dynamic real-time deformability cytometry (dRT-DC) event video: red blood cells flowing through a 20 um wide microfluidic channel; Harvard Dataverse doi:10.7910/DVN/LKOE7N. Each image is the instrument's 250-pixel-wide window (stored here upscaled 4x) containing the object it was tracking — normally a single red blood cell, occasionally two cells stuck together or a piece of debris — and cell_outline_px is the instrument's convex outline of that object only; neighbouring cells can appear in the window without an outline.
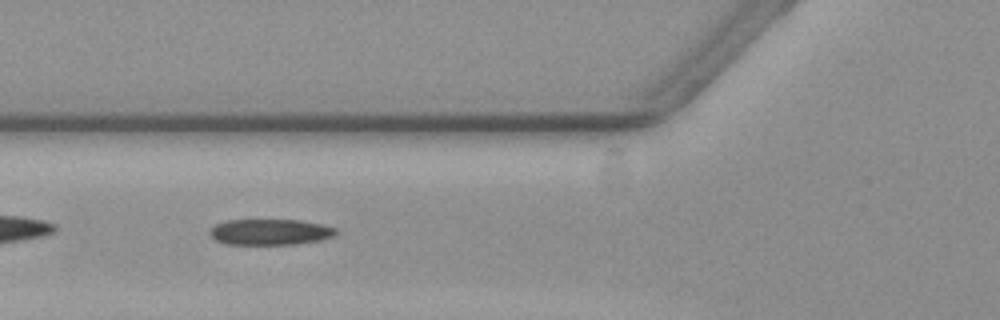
{"species": "common noctule bat (a hibernating species)", "species_latin": "Nyctalus noctula", "temperature_condition": "warm", "stored_images_in_passage": 42, "camera_frame_rate_fps": 3000, "um_per_image_px": 0.085, "animal": {"sex": "female", "body_mass_g": 19.3, "forearm_length_mm": 54.1}, "frame": {"image": 1, "passage_image": 5, "time_ms": 1.333, "image_size_px": [1000, 320], "cell_outline_px": [[336, 236], [320, 240], [296, 244], [224, 244], [216, 240], [208, 232], [216, 224], [228, 220], [300, 220], [324, 224], [336, 228]], "centroid_in_image_um": [23.0, 19.72], "position_along_channel_um": 102.8, "area_um2": 19.07}}
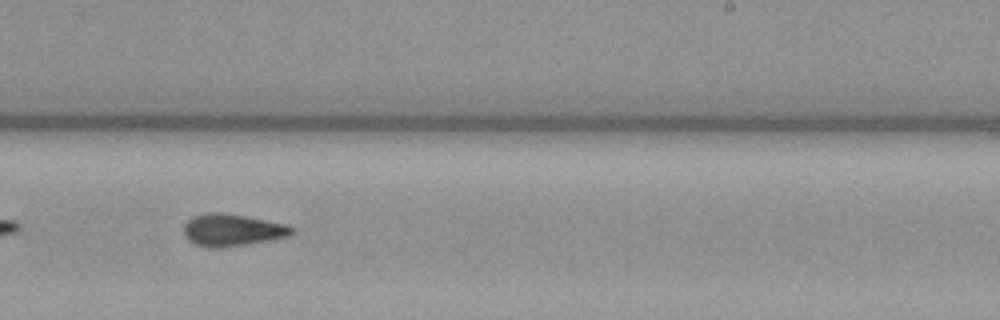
{"frame": {"image": 2, "passage_image": 19, "time_ms": 6.0, "image_size_px": [1000, 320], "cell_outline_px": [[296, 232], [292, 236], [276, 240], [224, 248], [204, 248], [192, 244], [184, 236], [184, 224], [192, 216], [208, 212], [220, 212], [244, 216], [288, 224], [296, 228]], "centroid_in_image_um": [19.79, 19.58], "position_along_channel_um": 269.2, "area_um2": 21.04}}
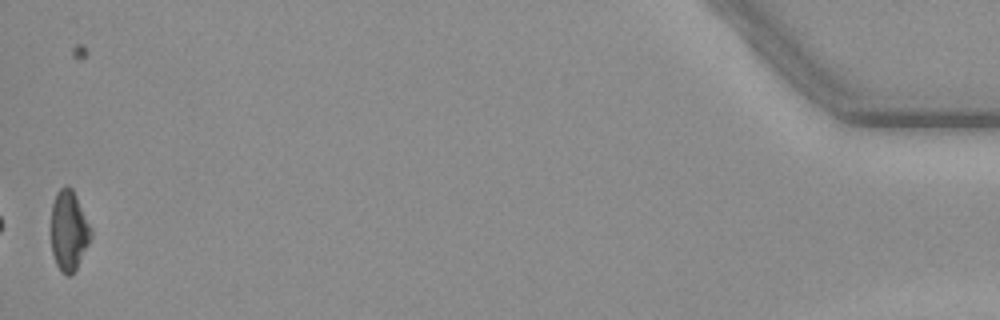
{"frame": {"image": 3, "passage_image": 41, "time_ms": 13.333, "image_size_px": [1000, 320], "cell_outline_px": [[92, 236], [72, 276], [68, 276], [60, 272], [56, 264], [52, 252], [52, 204], [56, 192], [64, 184], [68, 184], [72, 188], [92, 228]], "centroid_in_image_um": [5.85, 19.59], "position_along_channel_um": 429.3, "area_um2": 18.67}, "authors_computed_cell_mechanics": {"area_um2": 19.7965, "velocity_mm_per_s": 3.5625, "shape_relaxation_time_tau1_ms": 4.2569, "shape_relaxation_time_tau2_ms": 3.1555, "deformation_change_tau1": 0.1622, "deformation_change_tau2": 0.1071}}